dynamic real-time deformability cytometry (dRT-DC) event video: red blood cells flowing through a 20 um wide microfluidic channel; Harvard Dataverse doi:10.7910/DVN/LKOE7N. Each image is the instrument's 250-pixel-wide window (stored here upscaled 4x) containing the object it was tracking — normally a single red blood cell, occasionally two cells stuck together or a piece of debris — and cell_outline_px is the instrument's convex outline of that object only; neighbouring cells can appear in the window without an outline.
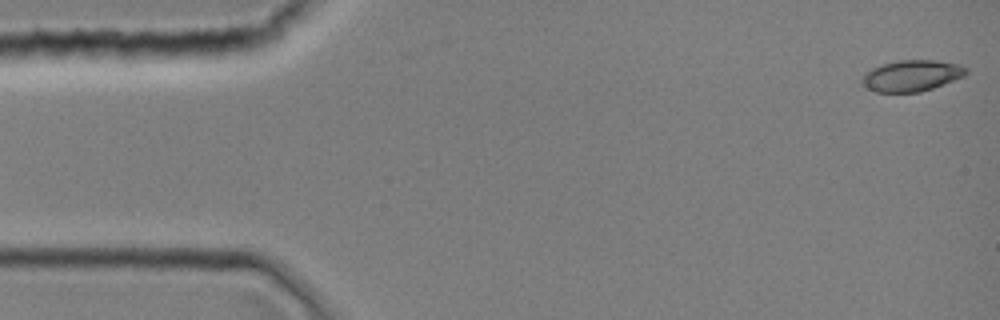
{"species": "common noctule bat (a hibernating species)", "species_latin": "Nyctalus noctula", "temperature_condition": "room temperature", "stored_images_in_passage": 8, "camera_frame_rate_fps": 3000, "um_per_image_px": 0.085, "animal": {"sex": "female", "body_mass_g": 19.0, "forearm_length_mm": 51.5}, "frame": {"image": 1, "passage_image": 1, "time_ms": 0.0, "image_size_px": [1000, 320], "cell_outline_px": [[968, 72], [964, 76], [932, 88], [920, 92], [876, 92], [860, 84], [860, 80], [864, 72], [880, 64], [900, 60], [936, 60], [960, 64], [968, 68]], "centroid_in_image_um": [77.46, 6.42], "position_along_channel_um": 7.5, "area_um2": 19.13}}